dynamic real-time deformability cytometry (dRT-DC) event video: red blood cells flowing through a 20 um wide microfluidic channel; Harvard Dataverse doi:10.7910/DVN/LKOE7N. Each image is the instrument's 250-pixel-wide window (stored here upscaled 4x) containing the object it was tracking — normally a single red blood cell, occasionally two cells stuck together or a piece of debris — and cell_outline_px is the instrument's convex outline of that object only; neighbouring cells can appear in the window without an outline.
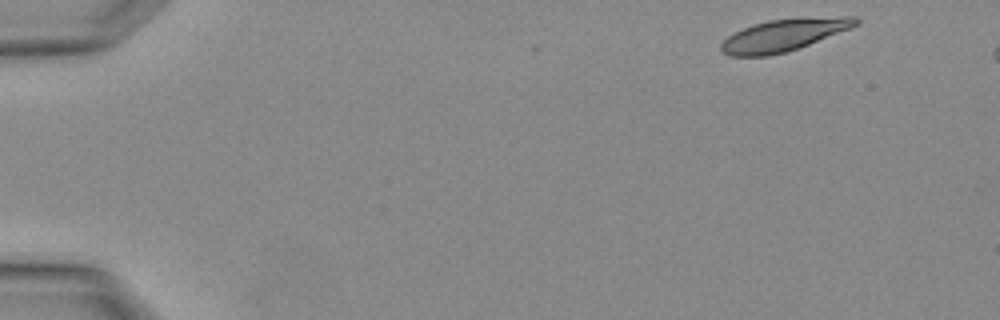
{"species": "Egyptian fruit bat (a non-hibernating species)", "species_latin": "Rousettus aegyptiacus", "temperature_condition": "warm", "stored_images_in_passage": 4, "camera_frame_rate_fps": 3000, "um_per_image_px": 0.085, "animal": {"sex": "female"}, "frame": {"image": 1, "passage_image": 1, "time_ms": 0.0, "image_size_px": [1000, 320], "cell_outline_px": [[860, 24], [852, 28], [808, 44], [784, 52], [768, 56], [728, 56], [720, 48], [720, 44], [728, 36], [744, 28], [768, 20], [844, 16], [856, 16], [860, 20]], "centroid_in_image_um": [66.65, 2.98], "position_along_channel_um": 18.3, "area_um2": 24.74}}